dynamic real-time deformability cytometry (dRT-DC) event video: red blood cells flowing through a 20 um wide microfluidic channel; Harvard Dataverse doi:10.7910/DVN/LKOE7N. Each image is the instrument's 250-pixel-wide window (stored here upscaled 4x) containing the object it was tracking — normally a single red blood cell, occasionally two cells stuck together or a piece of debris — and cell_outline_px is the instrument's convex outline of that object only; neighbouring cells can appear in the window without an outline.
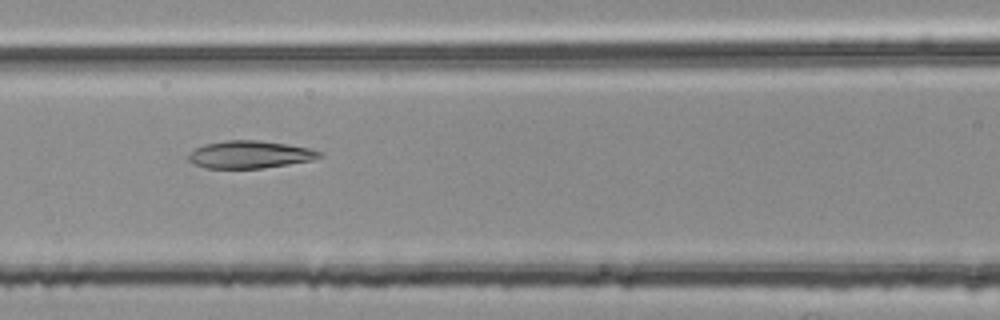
{"species": "common noctule bat (a hibernating species)", "species_latin": "Nyctalus noctula", "temperature_condition": "room temperature", "stored_images_in_passage": 46, "camera_frame_rate_fps": 3000, "um_per_image_px": 0.085, "animal": {"sex": "female", "body_mass_g": 25.1}, "frame": {"image": 1, "passage_image": 16, "time_ms": 5.0, "image_size_px": [1000, 320], "cell_outline_px": [[324, 156], [312, 160], [264, 168], [204, 168], [192, 164], [188, 160], [188, 156], [196, 148], [204, 144], [224, 140], [260, 140], [288, 144], [308, 148], [324, 152]], "centroid_in_image_um": [21.25, 13.13], "position_along_channel_um": 145.3, "area_um2": 21.15}}
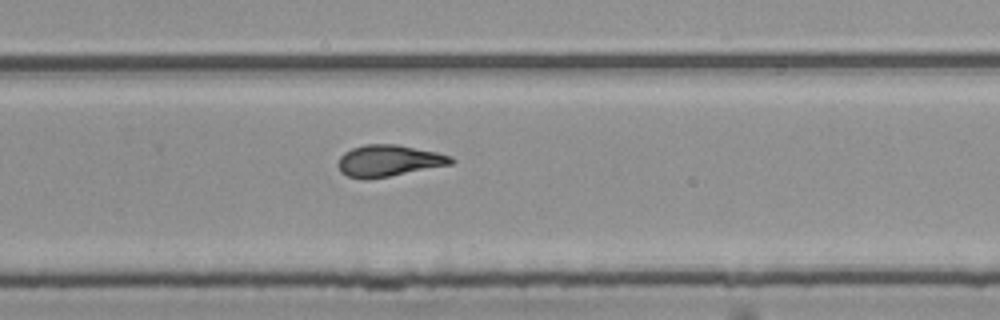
{"frame": {"image": 2, "passage_image": 28, "time_ms": 9.0, "image_size_px": [1000, 320], "cell_outline_px": [[456, 160], [452, 164], [388, 176], [348, 176], [340, 172], [336, 164], [340, 156], [344, 152], [352, 148], [364, 144], [396, 144], [436, 152], [452, 156]], "centroid_in_image_um": [33.05, 13.62], "position_along_channel_um": 296.7, "area_um2": 20.23}}
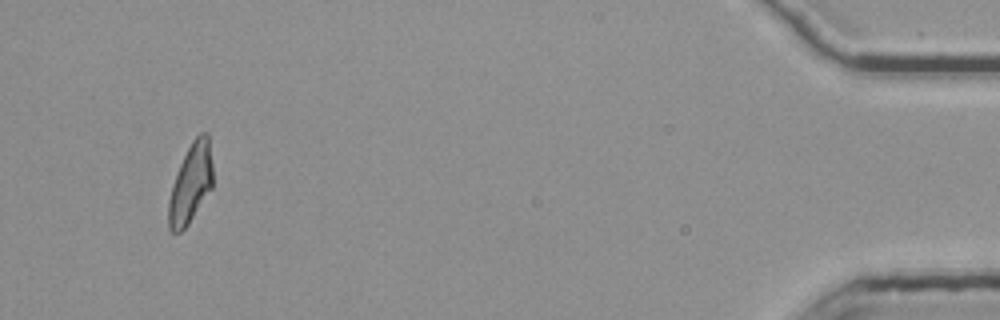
{"frame": {"image": 3, "passage_image": 44, "time_ms": 14.333, "image_size_px": [1000, 320], "cell_outline_px": [[212, 188], [188, 224], [180, 232], [172, 232], [168, 228], [168, 200], [172, 184], [180, 164], [192, 140], [200, 132], [208, 132], [212, 164]], "centroid_in_image_um": [16.2, 15.59], "position_along_channel_um": 419.0, "area_um2": 20.4}, "authors_computed_cell_mechanics": {"area_um2": 20.6346, "velocity_mm_per_s": 3.8016, "shape_relaxation_time_tau1_ms": null, "shape_relaxation_time_tau2_ms": 2.4727, "deformation_change_tau1": null, "deformation_change_tau2": 0.1103}}